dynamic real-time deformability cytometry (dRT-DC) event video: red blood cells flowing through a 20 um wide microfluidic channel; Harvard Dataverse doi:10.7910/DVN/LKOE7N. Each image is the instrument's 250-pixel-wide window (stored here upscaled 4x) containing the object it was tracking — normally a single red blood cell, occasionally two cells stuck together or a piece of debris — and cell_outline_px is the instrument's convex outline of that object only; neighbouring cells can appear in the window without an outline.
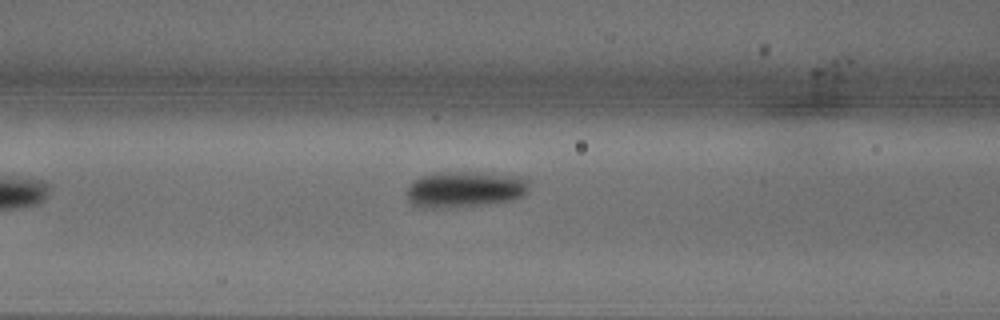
{"species": "common noctule bat (a hibernating species)", "species_latin": "Nyctalus noctula", "temperature_condition": "warm", "stored_images_in_passage": 6, "camera_frame_rate_fps": 3000, "um_per_image_px": 0.085, "animal": {"sex": "male", "body_mass_g": 18.8}, "frame": {"image": 1, "passage_image": 5, "time_ms": 1.333, "image_size_px": [1000, 320], "cell_outline_px": [[528, 192], [524, 196], [512, 200], [492, 204], [428, 208], [420, 208], [412, 204], [408, 200], [404, 192], [408, 184], [412, 180], [420, 176], [440, 172], [468, 172], [520, 176], [528, 180]], "centroid_in_image_um": [39.46, 16.1], "position_along_channel_um": 127.1, "area_um2": 26.07}}